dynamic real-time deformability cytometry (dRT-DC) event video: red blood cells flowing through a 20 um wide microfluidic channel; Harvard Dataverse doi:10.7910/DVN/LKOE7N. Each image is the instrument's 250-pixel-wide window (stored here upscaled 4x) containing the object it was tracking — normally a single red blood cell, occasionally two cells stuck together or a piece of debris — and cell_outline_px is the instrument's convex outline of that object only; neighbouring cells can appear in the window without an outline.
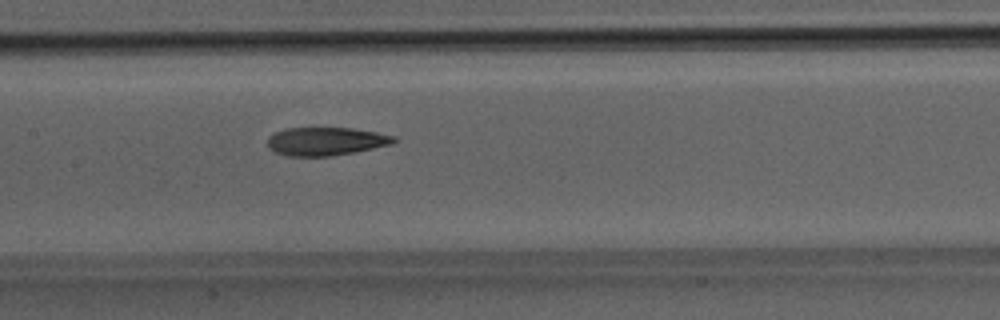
{"species": "Egyptian fruit bat (a non-hibernating species)", "species_latin": "Rousettus aegyptiacus", "temperature_condition": "room temperature", "stored_images_in_passage": 36, "camera_frame_rate_fps": 3000, "um_per_image_px": 0.085, "animal": {"sex": "male"}, "frame": {"image": 1, "passage_image": 16, "time_ms": 5.0, "image_size_px": [1000, 320], "cell_outline_px": [[396, 140], [392, 144], [356, 152], [328, 156], [288, 156], [276, 152], [268, 148], [268, 136], [276, 132], [288, 128], [352, 128], [376, 132], [396, 136]], "centroid_in_image_um": [27.71, 12.01], "position_along_channel_um": 179.7, "area_um2": 20.75}}
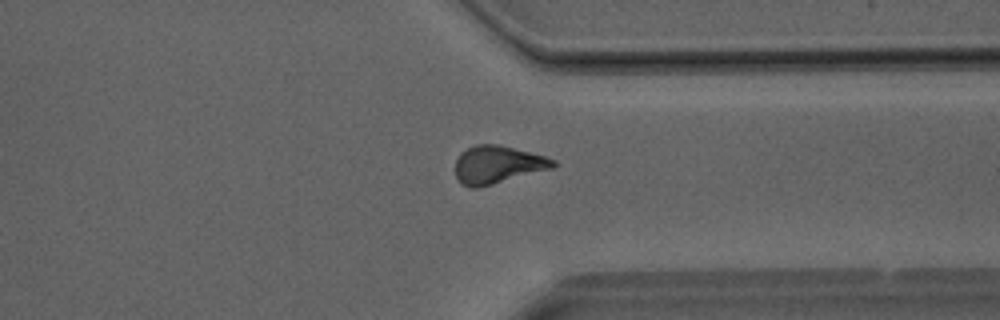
{"frame": {"image": 2, "passage_image": 27, "time_ms": 8.667, "image_size_px": [1000, 320], "cell_outline_px": [[556, 164], [552, 168], [492, 184], [476, 188], [468, 188], [460, 184], [456, 176], [456, 160], [460, 152], [476, 144], [500, 144], [544, 156], [556, 160]], "centroid_in_image_um": [42.25, 13.99], "position_along_channel_um": 369.1, "area_um2": 21.44}}
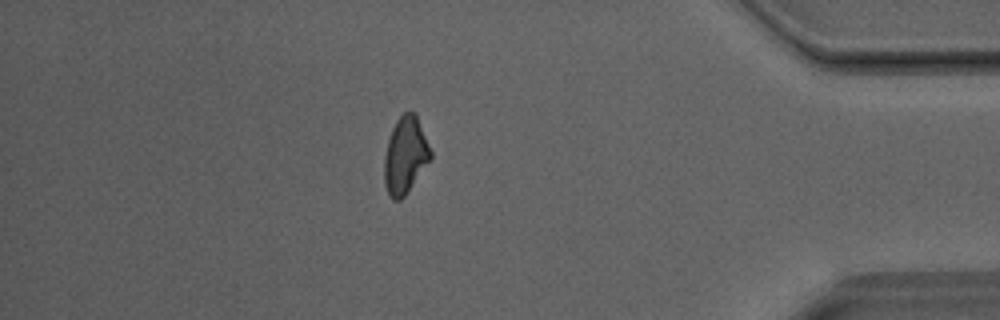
{"frame": {"image": 3, "passage_image": 31, "time_ms": 10.0, "image_size_px": [1000, 320], "cell_outline_px": [[432, 156], [404, 196], [400, 200], [392, 200], [388, 196], [384, 184], [384, 156], [388, 140], [392, 128], [396, 120], [404, 112], [416, 112], [432, 152]], "centroid_in_image_um": [34.43, 13.19], "position_along_channel_um": 400.8, "area_um2": 20.69}}